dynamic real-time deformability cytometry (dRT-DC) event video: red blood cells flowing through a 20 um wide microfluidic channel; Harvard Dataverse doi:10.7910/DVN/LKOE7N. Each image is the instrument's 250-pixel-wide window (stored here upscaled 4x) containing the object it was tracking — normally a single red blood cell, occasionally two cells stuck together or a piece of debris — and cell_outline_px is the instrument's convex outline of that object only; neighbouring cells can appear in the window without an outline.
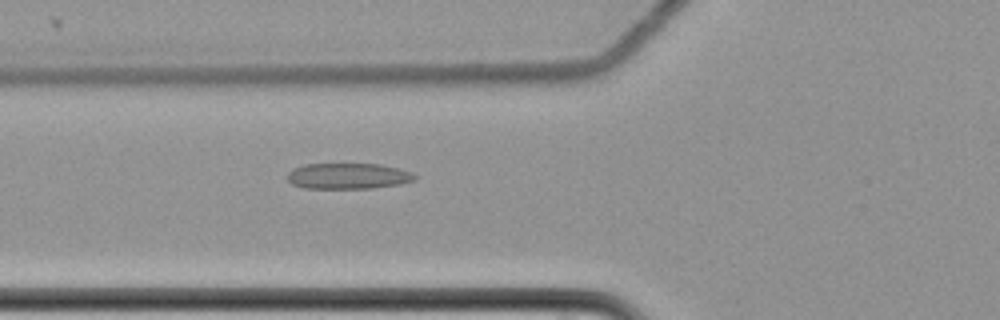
{"species": "common noctule bat (a hibernating species)", "species_latin": "Nyctalus noctula", "temperature_condition": "cold", "stored_images_in_passage": 59, "camera_frame_rate_fps": 3000, "um_per_image_px": 0.085, "animal": {"sex": "female", "body_mass_g": 22.7, "forearm_length_mm": 54.2}, "frame": {"image": 1, "passage_image": 23, "time_ms": 7.333, "image_size_px": [1000, 320], "cell_outline_px": [[416, 180], [400, 184], [372, 188], [304, 188], [292, 184], [288, 180], [288, 172], [292, 168], [304, 164], [380, 164], [412, 172], [416, 176]], "centroid_in_image_um": [29.58, 14.96], "position_along_channel_um": 96.2, "area_um2": 19.19}}
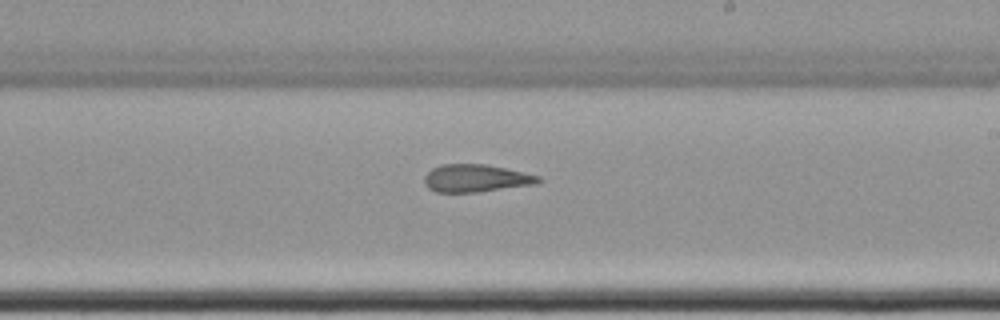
{"frame": {"image": 2, "passage_image": 36, "time_ms": 11.667, "image_size_px": [1000, 320], "cell_outline_px": [[544, 180], [536, 184], [476, 192], [436, 192], [428, 188], [424, 184], [424, 176], [432, 168], [440, 164], [484, 164], [504, 168], [540, 176]], "centroid_in_image_um": [40.43, 15.15], "position_along_channel_um": 248.6, "area_um2": 18.32}}
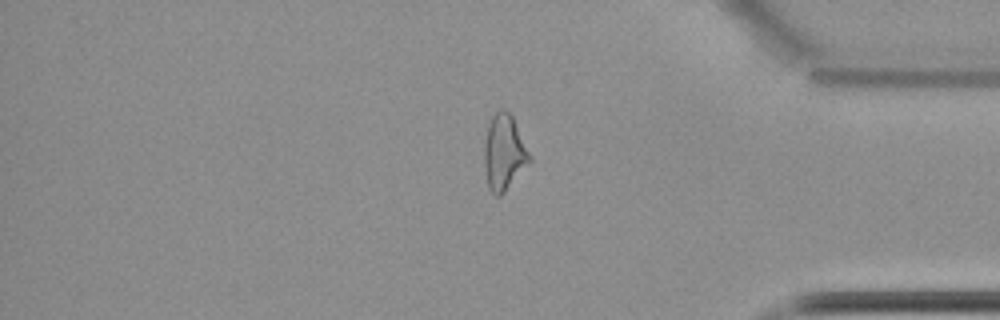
{"frame": {"image": 3, "passage_image": 50, "time_ms": 16.333, "image_size_px": [1000, 320], "cell_outline_px": [[532, 160], [504, 192], [500, 196], [496, 196], [488, 188], [484, 164], [484, 144], [488, 124], [492, 116], [500, 108], [504, 108], [512, 116], [532, 156]], "centroid_in_image_um": [42.85, 12.95], "position_along_channel_um": 392.4, "area_um2": 20.0}, "authors_computed_cell_mechanics": {"area_um2": 19.9988, "velocity_mm_per_s": 3.5183, "shape_relaxation_time_tau1_ms": null, "shape_relaxation_time_tau2_ms": 2.8363, "deformation_change_tau1": null, "deformation_change_tau2": 0.1079}}